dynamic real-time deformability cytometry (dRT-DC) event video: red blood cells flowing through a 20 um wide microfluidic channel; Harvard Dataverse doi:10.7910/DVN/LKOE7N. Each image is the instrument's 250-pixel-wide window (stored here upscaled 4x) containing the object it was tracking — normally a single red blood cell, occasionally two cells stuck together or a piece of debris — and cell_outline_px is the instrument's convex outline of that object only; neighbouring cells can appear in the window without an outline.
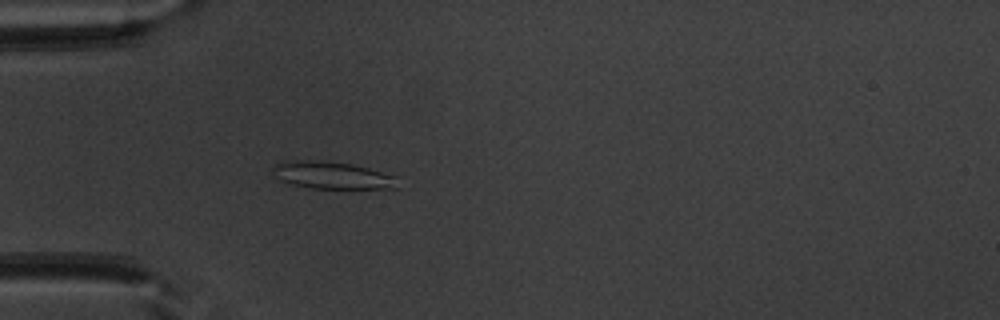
{"species": "common noctule bat (a hibernating species)", "species_latin": "Nyctalus noctula", "temperature_condition": "warm", "stored_images_in_passage": 51, "camera_frame_rate_fps": 3000, "um_per_image_px": 0.085, "animal": {"sex": "male", "body_mass_g": 20.1, "forearm_length_mm": 53.5}, "frame": {"image": 1, "passage_image": 15, "time_ms": 4.667, "image_size_px": [1000, 320], "cell_outline_px": [[400, 188], [312, 188], [292, 184], [280, 180], [272, 176], [272, 168], [276, 164], [284, 160], [324, 160], [352, 164], [368, 168], [396, 176]], "centroid_in_image_um": [28.2, 14.88], "position_along_channel_um": 56.8, "area_um2": 20.06}}
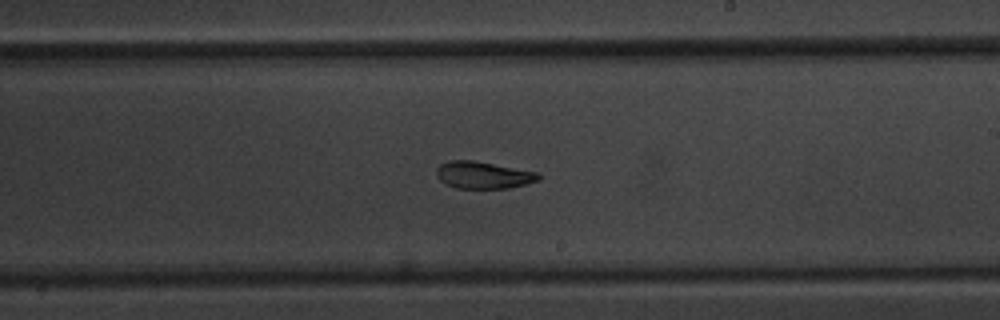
{"frame": {"image": 2, "passage_image": 30, "time_ms": 9.667, "image_size_px": [1000, 320], "cell_outline_px": [[544, 176], [540, 180], [508, 188], [456, 188], [440, 180], [436, 176], [436, 168], [440, 164], [448, 160], [472, 160], [540, 172]], "centroid_in_image_um": [41.11, 14.87], "position_along_channel_um": 247.9, "area_um2": 16.24}}
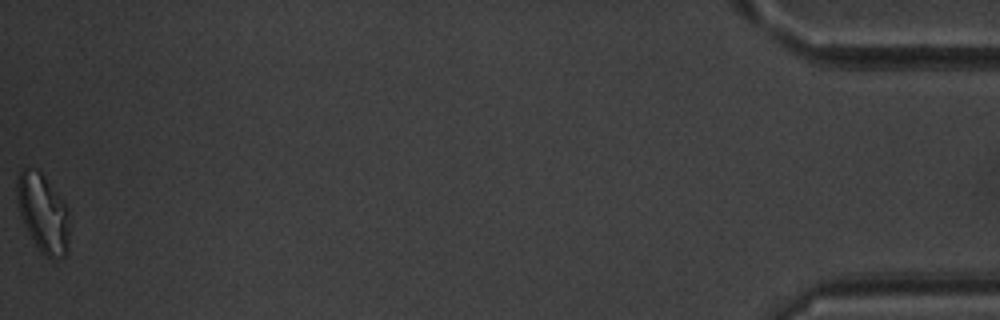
{"frame": {"image": 3, "passage_image": 51, "time_ms": 16.667, "image_size_px": [1000, 320], "cell_outline_px": [[68, 248], [64, 256], [52, 260], [44, 256], [40, 252], [32, 240], [24, 224], [16, 200], [16, 180], [20, 172], [24, 168], [36, 168], [40, 172], [68, 208]], "centroid_in_image_um": [3.63, 18.15], "position_along_channel_um": 431.6, "area_um2": 23.87}, "authors_computed_cell_mechanics": {"area_um2": 18.9006, "velocity_mm_per_s": 3.96, "shape_relaxation_time_tau1_ms": null, "shape_relaxation_time_tau2_ms": 3.551, "deformation_change_tau1": null, "deformation_change_tau2": 0.1066}}